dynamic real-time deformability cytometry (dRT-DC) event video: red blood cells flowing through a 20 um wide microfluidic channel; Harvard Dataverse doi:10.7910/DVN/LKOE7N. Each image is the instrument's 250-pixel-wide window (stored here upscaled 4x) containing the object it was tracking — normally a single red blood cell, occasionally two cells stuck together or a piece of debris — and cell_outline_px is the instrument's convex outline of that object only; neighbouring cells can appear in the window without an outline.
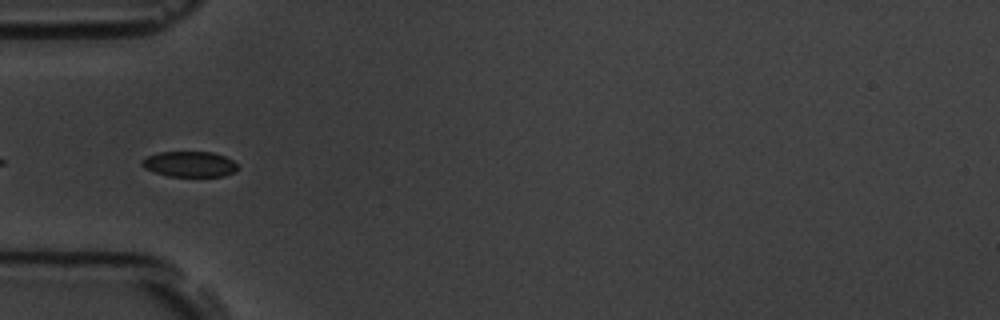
{"species": "common noctule bat (a hibernating species)", "species_latin": "Nyctalus noctula", "temperature_condition": "room temperature", "stored_images_in_passage": 9, "segment_of_instrument_passage": [2, 2], "camera_frame_rate_fps": 3000, "um_per_image_px": 0.085, "animal": {"sex": "male", "body_mass_g": 19.5, "forearm_length_mm": 54.6}, "frame": {"image": 1, "passage_image": 6, "time_ms": 5.667, "image_size_px": [1000, 320], "cell_outline_px": [[240, 168], [224, 176], [168, 176], [144, 168], [140, 164], [140, 160], [148, 156], [160, 152], [212, 152], [224, 156], [232, 160]], "centroid_in_image_um": [16.1, 13.95], "position_along_channel_um": 68.9, "area_um2": 14.16}}
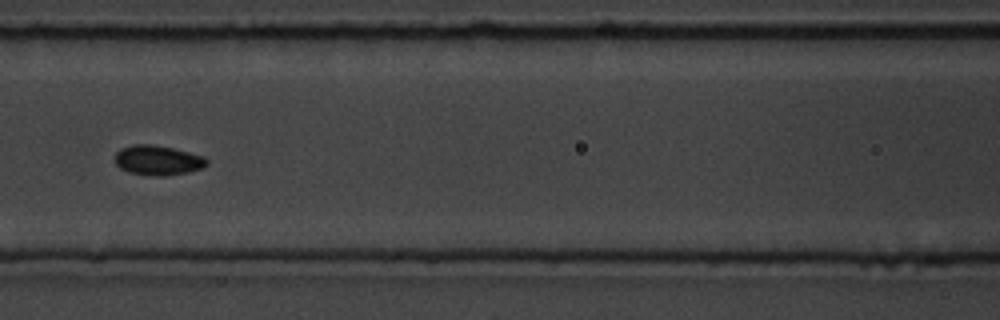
{"frame": {"image": 2, "passage_image": 8, "time_ms": 8.0, "image_size_px": [1000, 320], "cell_outline_px": [[208, 164], [204, 168], [188, 172], [164, 176], [156, 176], [128, 172], [120, 168], [112, 160], [112, 156], [120, 148], [132, 144], [152, 144], [172, 148], [204, 156], [208, 160]], "centroid_in_image_um": [13.37, 13.62], "position_along_channel_um": 153.2, "area_um2": 16.24}}
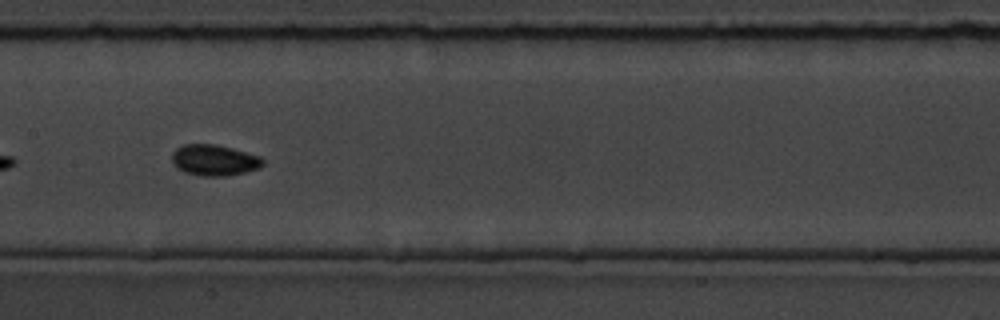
{"frame": {"image": 3, "passage_image": 9, "time_ms": 9.0, "image_size_px": [1000, 320], "cell_outline_px": [[264, 164], [260, 168], [228, 176], [204, 176], [184, 172], [176, 168], [172, 164], [172, 152], [176, 148], [184, 144], [216, 144], [232, 148], [260, 156], [264, 160]], "centroid_in_image_um": [18.2, 13.61], "position_along_channel_um": 189.2, "area_um2": 16.59}}